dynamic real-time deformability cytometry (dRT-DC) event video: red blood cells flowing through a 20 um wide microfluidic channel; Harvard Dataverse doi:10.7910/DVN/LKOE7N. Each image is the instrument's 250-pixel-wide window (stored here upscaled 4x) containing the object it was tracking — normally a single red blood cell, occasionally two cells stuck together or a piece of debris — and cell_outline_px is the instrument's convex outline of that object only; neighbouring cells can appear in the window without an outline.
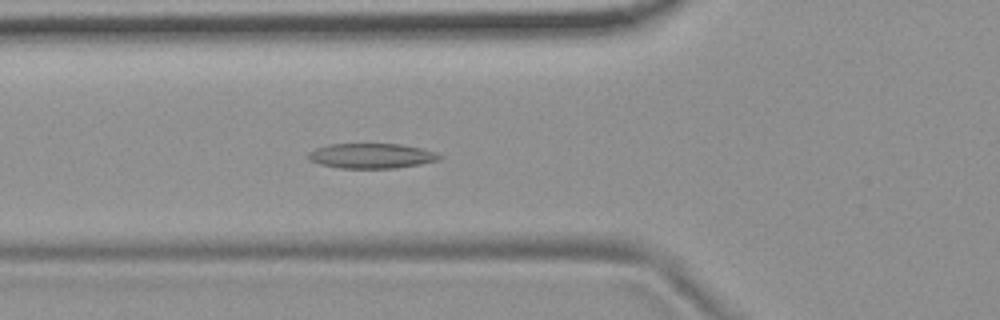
{"species": "common noctule bat (a hibernating species)", "species_latin": "Nyctalus noctula", "temperature_condition": "room temperature", "stored_images_in_passage": 51, "camera_frame_rate_fps": 3000, "um_per_image_px": 0.085, "animal": {"sex": "female", "body_mass_g": 19.9}, "frame": {"image": 1, "passage_image": 16, "time_ms": 5.0, "image_size_px": [1000, 320], "cell_outline_px": [[444, 156], [436, 160], [420, 164], [396, 168], [340, 168], [320, 164], [308, 160], [304, 156], [308, 152], [316, 148], [328, 144], [400, 144], [420, 148], [436, 152]], "centroid_in_image_um": [31.52, 13.24], "position_along_channel_um": 94.3, "area_um2": 19.19}}
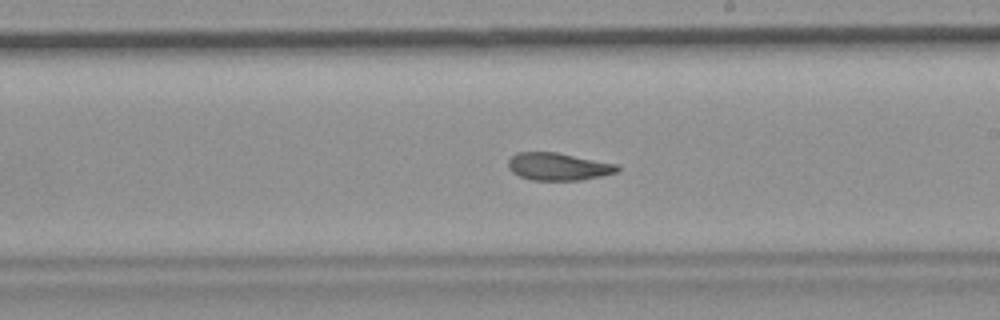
{"frame": {"image": 2, "passage_image": 28, "time_ms": 9.0, "image_size_px": [1000, 320], "cell_outline_px": [[620, 172], [580, 180], [532, 180], [520, 176], [512, 172], [508, 168], [508, 160], [516, 152], [556, 152], [620, 164]], "centroid_in_image_um": [47.49, 14.15], "position_along_channel_um": 241.5, "area_um2": 17.69}}
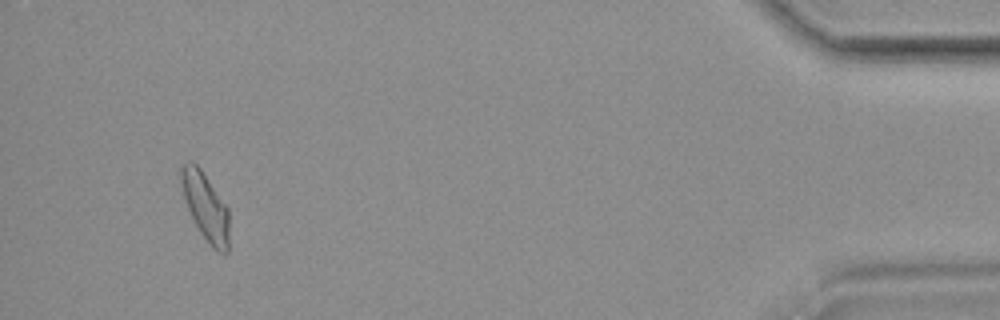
{"frame": {"image": 3, "passage_image": 48, "time_ms": 15.667, "image_size_px": [1000, 320], "cell_outline_px": [[228, 252], [220, 252], [212, 248], [200, 232], [188, 208], [180, 184], [180, 168], [188, 160], [192, 160], [200, 168], [228, 208]], "centroid_in_image_um": [17.45, 17.53], "position_along_channel_um": 417.7, "area_um2": 18.61}, "authors_computed_cell_mechanics": {"area_um2": 18.6116, "velocity_mm_per_s": 3.6836, "shape_relaxation_time_tau1_ms": null, "shape_relaxation_time_tau2_ms": 2.5815, "deformation_change_tau1": null, "deformation_change_tau2": 0.0945}}